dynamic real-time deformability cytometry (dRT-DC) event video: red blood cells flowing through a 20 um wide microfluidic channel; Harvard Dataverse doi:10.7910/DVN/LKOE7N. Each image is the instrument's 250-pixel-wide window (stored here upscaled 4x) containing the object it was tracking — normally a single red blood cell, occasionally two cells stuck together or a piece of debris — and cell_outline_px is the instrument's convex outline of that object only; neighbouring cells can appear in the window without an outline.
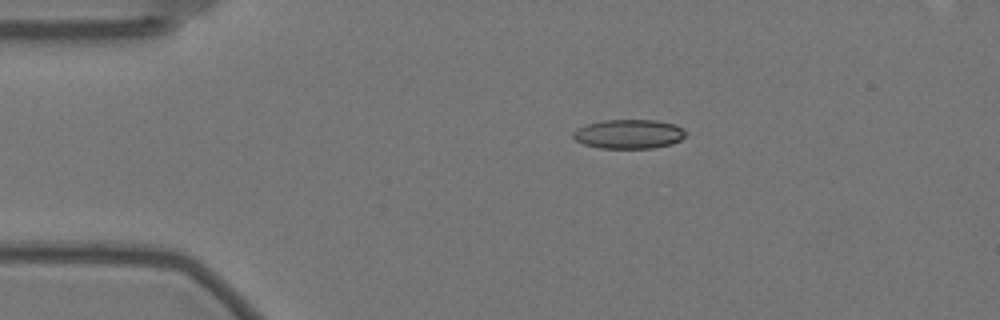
{"species": "Egyptian fruit bat (a non-hibernating species)", "species_latin": "Rousettus aegyptiacus", "temperature_condition": "warm", "stored_images_in_passage": 13, "camera_frame_rate_fps": 3000, "um_per_image_px": 0.085, "animal": {"sex": "female"}, "frame": {"image": 1, "passage_image": 1, "time_ms": 0.0, "image_size_px": [1000, 320], "cell_outline_px": [[688, 132], [680, 140], [672, 144], [652, 148], [600, 148], [584, 144], [576, 140], [572, 136], [572, 132], [576, 128], [588, 124], [604, 120], [656, 120], [676, 124]], "centroid_in_image_um": [53.47, 11.39], "position_along_channel_um": 31.5, "area_um2": 19.25}}
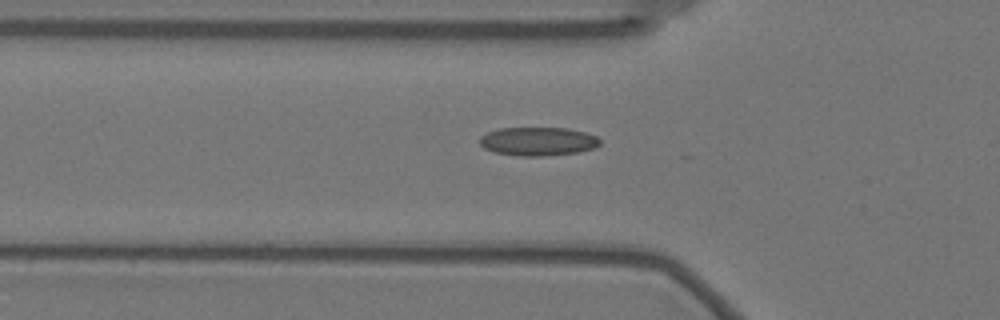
{"frame": {"image": 2, "passage_image": 9, "time_ms": 2.667, "image_size_px": [1000, 320], "cell_outline_px": [[600, 144], [596, 148], [576, 152], [544, 156], [516, 156], [496, 152], [484, 148], [480, 144], [480, 136], [488, 132], [500, 128], [568, 128], [584, 132], [596, 136], [600, 140]], "centroid_in_image_um": [45.73, 12.02], "position_along_channel_um": 80.1, "area_um2": 20.0}}
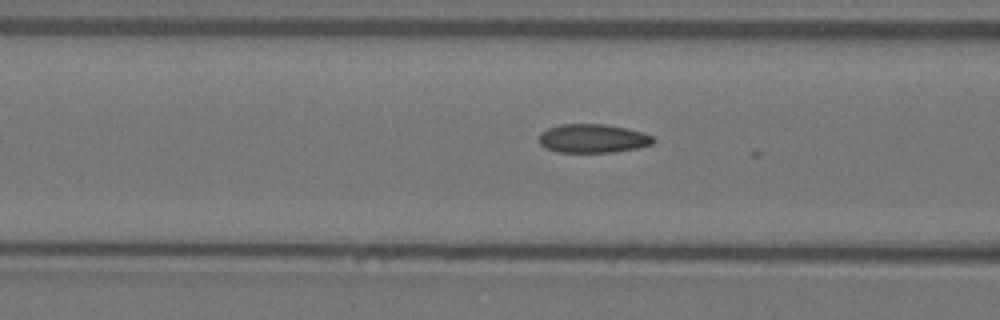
{"frame": {"image": 3, "passage_image": 12, "time_ms": 3.667, "image_size_px": [1000, 320], "cell_outline_px": [[656, 140], [652, 144], [636, 148], [612, 152], [556, 152], [544, 148], [540, 144], [540, 132], [548, 128], [560, 124], [604, 124], [628, 128], [652, 136]], "centroid_in_image_um": [50.36, 11.77], "position_along_channel_um": 116.2, "area_um2": 19.13}}